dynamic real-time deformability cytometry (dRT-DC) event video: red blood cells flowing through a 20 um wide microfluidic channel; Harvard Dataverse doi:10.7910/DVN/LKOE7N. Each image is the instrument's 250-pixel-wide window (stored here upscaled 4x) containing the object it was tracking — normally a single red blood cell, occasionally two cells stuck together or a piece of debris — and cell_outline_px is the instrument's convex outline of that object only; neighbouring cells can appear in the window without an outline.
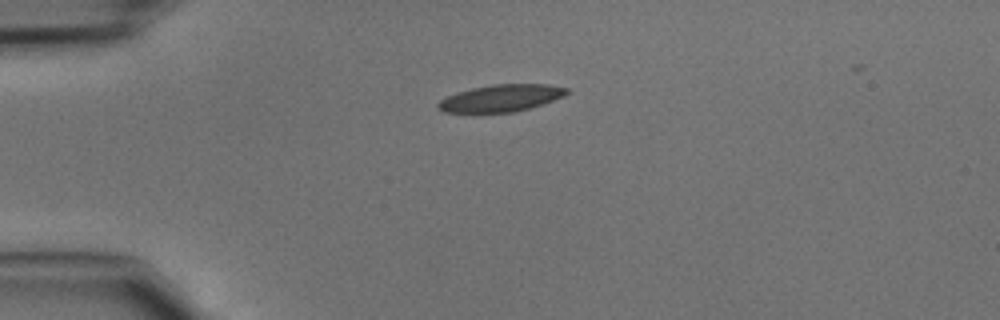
{"species": "common noctule bat (a hibernating species)", "species_latin": "Nyctalus noctula", "temperature_condition": "cold", "stored_images_in_passage": 36, "camera_frame_rate_fps": 3000, "um_per_image_px": 0.085, "animal": {"sex": "male", "body_mass_g": 15.6}, "frame": {"image": 1, "passage_image": 1, "time_ms": 0.0, "image_size_px": [1000, 320], "cell_outline_px": [[572, 92], [564, 96], [528, 108], [512, 112], [444, 112], [436, 108], [436, 104], [440, 100], [456, 92], [472, 88], [492, 84], [548, 84], [568, 88]], "centroid_in_image_um": [42.58, 8.32], "position_along_channel_um": 42.4, "area_um2": 20.17}}
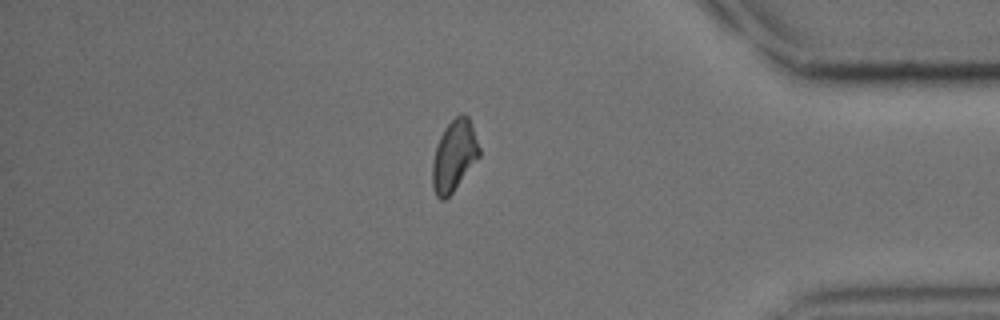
{"frame": {"image": 2, "passage_image": 29, "time_ms": 9.333, "image_size_px": [1000, 320], "cell_outline_px": [[480, 156], [452, 192], [444, 200], [440, 200], [436, 196], [432, 188], [432, 164], [436, 144], [444, 128], [460, 112], [464, 112], [468, 116], [480, 148]], "centroid_in_image_um": [38.58, 13.22], "position_along_channel_um": 396.6, "area_um2": 19.42}}
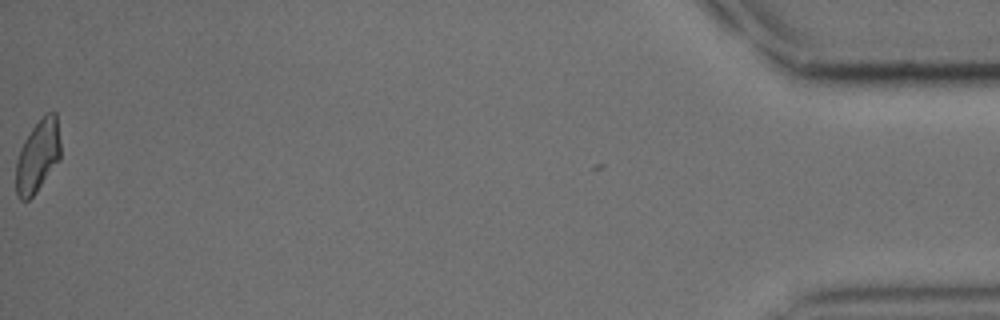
{"frame": {"image": 3, "passage_image": 36, "time_ms": 11.667, "image_size_px": [1000, 320], "cell_outline_px": [[60, 160], [36, 192], [28, 200], [20, 200], [16, 196], [16, 160], [20, 148], [24, 140], [32, 128], [48, 112], [56, 112], [60, 144]], "centroid_in_image_um": [3.2, 13.3], "position_along_channel_um": 432.0, "area_um2": 18.73}}